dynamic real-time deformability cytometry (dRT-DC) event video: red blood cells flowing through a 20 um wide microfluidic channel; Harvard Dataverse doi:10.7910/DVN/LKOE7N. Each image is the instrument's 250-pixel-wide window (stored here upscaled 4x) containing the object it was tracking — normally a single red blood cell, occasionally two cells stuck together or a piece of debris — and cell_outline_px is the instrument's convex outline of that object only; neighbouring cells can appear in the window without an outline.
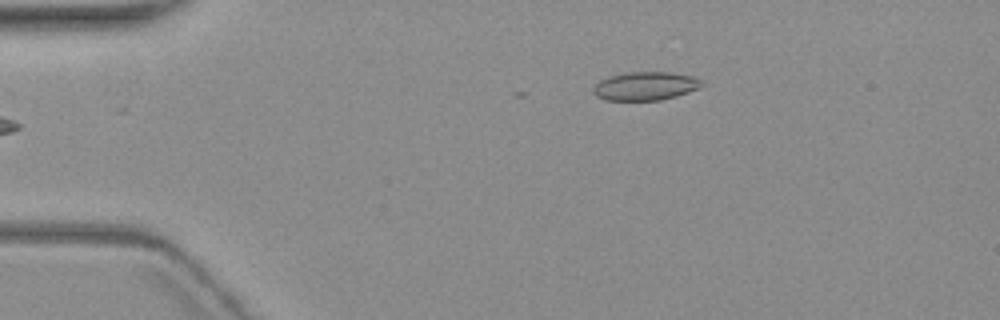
{"species": "common noctule bat (a hibernating species)", "species_latin": "Nyctalus noctula", "temperature_condition": "warm", "stored_images_in_passage": 4, "camera_frame_rate_fps": 3000, "um_per_image_px": 0.085, "animal": {"sex": "female", "body_mass_g": 19.3, "forearm_length_mm": 54.1}, "frame": {"image": 1, "passage_image": 4, "time_ms": 3.667, "image_size_px": [1000, 320], "cell_outline_px": [[704, 84], [700, 88], [676, 96], [660, 100], [604, 100], [596, 96], [592, 92], [592, 88], [600, 80], [608, 76], [628, 72], [672, 72], [692, 76], [700, 80]], "centroid_in_image_um": [54.84, 7.31], "position_along_channel_um": 30.2, "area_um2": 18.09}}